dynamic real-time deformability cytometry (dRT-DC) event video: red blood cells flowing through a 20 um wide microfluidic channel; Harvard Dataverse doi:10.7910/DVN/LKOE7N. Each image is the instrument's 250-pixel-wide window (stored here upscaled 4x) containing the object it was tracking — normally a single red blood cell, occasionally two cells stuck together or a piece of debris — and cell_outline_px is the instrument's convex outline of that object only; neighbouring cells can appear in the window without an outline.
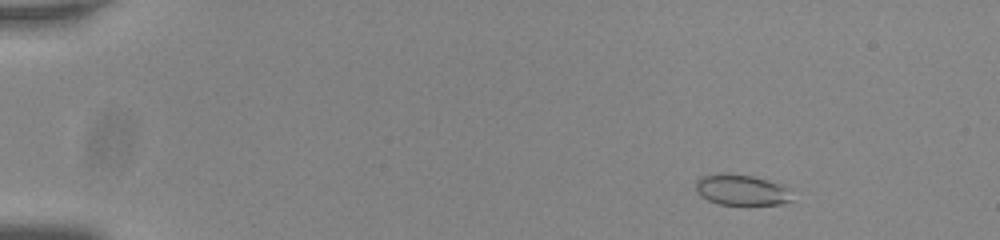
{"species": "common noctule bat (a hibernating species)", "species_latin": "Nyctalus noctula", "temperature_condition": "room temperature", "stored_images_in_passage": 51, "camera_frame_rate_fps": 3000, "um_per_image_px": 0.085, "animal": {"sex": "male", "body_mass_g": 20.0, "forearm_length_mm": 53.3}, "frame": {"image": 1, "passage_image": 3, "time_ms": 0.667, "image_size_px": [1000, 240], "cell_outline_px": [[792, 200], [784, 204], [720, 204], [708, 200], [700, 196], [696, 192], [696, 180], [700, 176], [720, 172], [728, 172], [752, 176], [776, 184], [784, 188]], "centroid_in_image_um": [62.89, 16.13], "position_along_channel_um": 22.1, "area_um2": 16.99}}
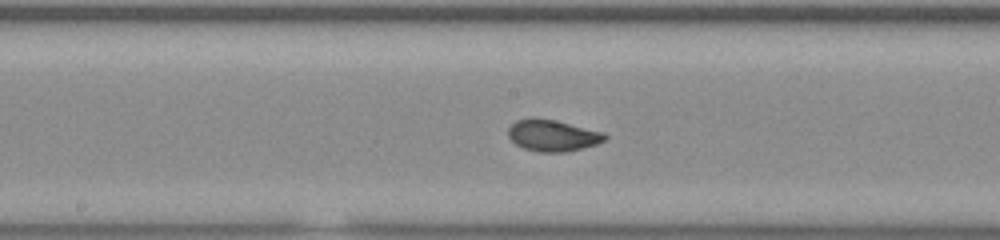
{"frame": {"image": 2, "passage_image": 26, "time_ms": 8.333, "image_size_px": [1000, 240], "cell_outline_px": [[608, 136], [604, 140], [596, 144], [568, 152], [540, 152], [524, 148], [516, 144], [508, 136], [508, 128], [516, 120], [532, 116], [556, 120], [604, 132]], "centroid_in_image_um": [46.96, 11.49], "position_along_channel_um": 201.2, "area_um2": 17.92}}
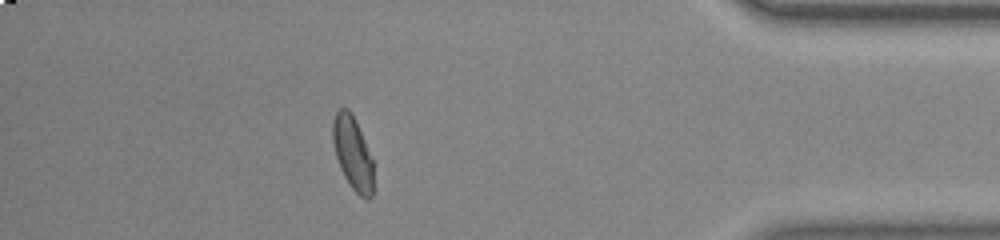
{"frame": {"image": 3, "passage_image": 45, "time_ms": 14.667, "image_size_px": [1000, 240], "cell_outline_px": [[372, 196], [368, 200], [360, 196], [352, 188], [344, 176], [340, 168], [336, 156], [332, 140], [332, 120], [336, 112], [340, 108], [348, 108], [352, 112], [356, 120], [372, 160]], "centroid_in_image_um": [29.95, 12.98], "position_along_channel_um": 405.3, "area_um2": 17.22}, "authors_computed_cell_mechanics": {"area_um2": 17.6868, "velocity_mm_per_s": 3.7847, "shape_relaxation_time_tau1_ms": 3.2835, "shape_relaxation_time_tau2_ms": null, "deformation_change_tau1": 0.1111, "deformation_change_tau2": null}}